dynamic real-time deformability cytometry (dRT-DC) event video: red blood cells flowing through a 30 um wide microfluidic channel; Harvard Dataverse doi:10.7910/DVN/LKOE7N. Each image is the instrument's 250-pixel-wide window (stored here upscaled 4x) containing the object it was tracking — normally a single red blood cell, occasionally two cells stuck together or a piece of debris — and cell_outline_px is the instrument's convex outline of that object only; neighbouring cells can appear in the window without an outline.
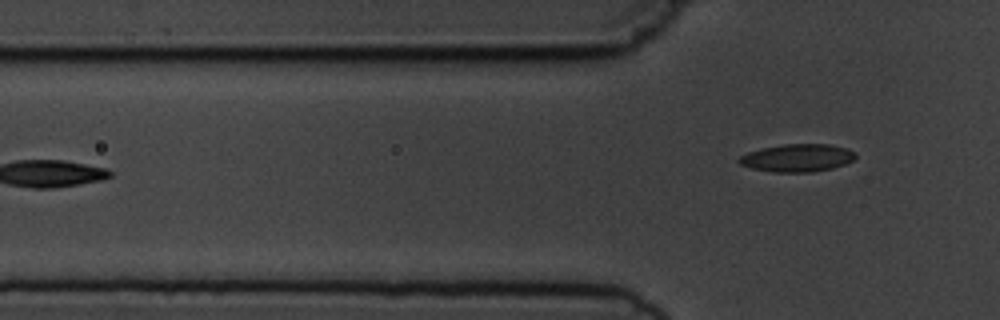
{"species": "common noctule bat (a hibernating species)", "species_latin": "Nyctalus noctula", "temperature_condition": "cold", "stored_images_in_passage": 5, "camera_frame_rate_fps": 3000, "um_per_image_px": 0.085, "animal": {"sex": "male", "body_mass_g": 19.5, "forearm_length_mm": 54.6}, "frame": {"image": 1, "passage_image": 5, "time_ms": 5.667, "image_size_px": [1000, 320], "cell_outline_px": [[856, 156], [852, 160], [844, 164], [832, 168], [812, 172], [772, 172], [752, 168], [740, 164], [736, 160], [740, 156], [748, 152], [764, 148], [784, 144], [828, 144], [844, 148], [856, 152]], "centroid_in_image_um": [67.75, 13.42], "position_along_channel_um": 58.0, "area_um2": 18.67}}